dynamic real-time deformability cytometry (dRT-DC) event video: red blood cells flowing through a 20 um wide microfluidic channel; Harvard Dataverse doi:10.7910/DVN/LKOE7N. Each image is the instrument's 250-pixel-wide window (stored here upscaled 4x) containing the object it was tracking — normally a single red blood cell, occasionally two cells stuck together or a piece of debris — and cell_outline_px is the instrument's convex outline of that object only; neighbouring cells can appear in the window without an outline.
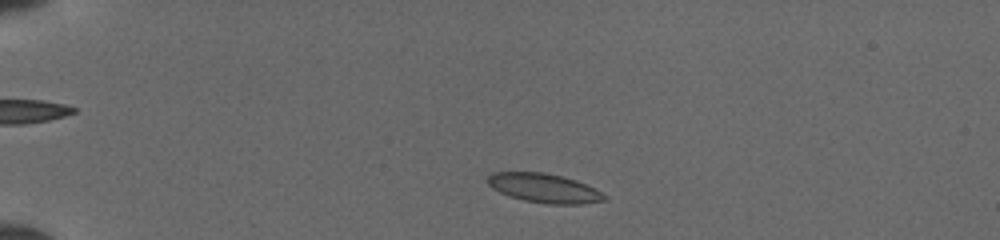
{"species": "common noctule bat (a hibernating species)", "species_latin": "Nyctalus noctula", "temperature_condition": "cold", "stored_images_in_passage": 41, "camera_frame_rate_fps": 3000, "um_per_image_px": 0.085, "animal": {"sex": "female", "body_mass_g": 19.5, "forearm_length_mm": 54.1}, "frame": {"image": 1, "passage_image": 3, "time_ms": 0.667, "image_size_px": [1000, 240], "cell_outline_px": [[608, 200], [580, 204], [548, 204], [524, 200], [508, 196], [492, 188], [488, 184], [488, 176], [492, 172], [544, 172], [564, 176], [576, 180], [596, 188], [608, 196]], "centroid_in_image_um": [46.29, 15.99], "position_along_channel_um": 38.7, "area_um2": 20.06}}
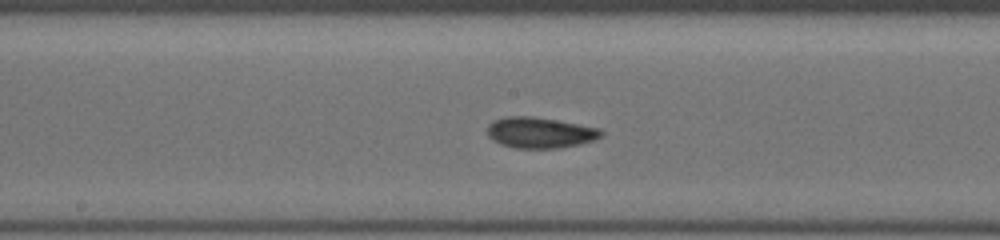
{"frame": {"image": 2, "passage_image": 19, "time_ms": 6.0, "image_size_px": [1000, 240], "cell_outline_px": [[604, 132], [600, 136], [592, 140], [580, 144], [560, 148], [516, 148], [500, 144], [492, 140], [488, 136], [488, 124], [492, 120], [508, 116], [532, 116], [556, 120], [600, 128]], "centroid_in_image_um": [45.87, 11.27], "position_along_channel_um": 202.3, "area_um2": 20.46}}
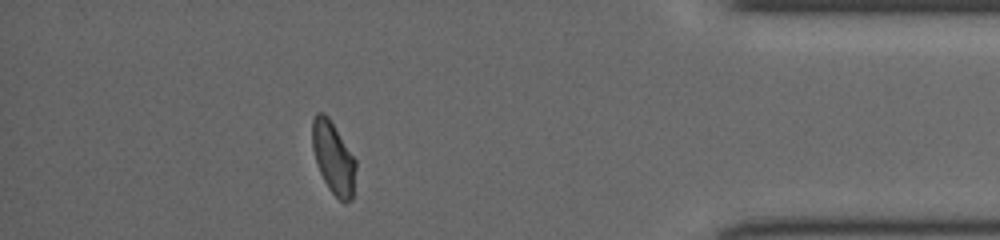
{"frame": {"image": 3, "passage_image": 36, "time_ms": 11.667, "image_size_px": [1000, 240], "cell_outline_px": [[356, 168], [352, 200], [344, 204], [328, 188], [320, 172], [312, 148], [312, 120], [316, 112], [324, 112], [328, 116], [356, 160]], "centroid_in_image_um": [28.33, 13.41], "position_along_channel_um": 406.9, "area_um2": 18.26}}